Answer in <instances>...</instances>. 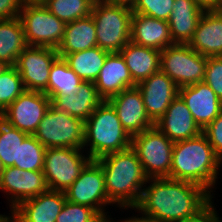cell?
Listing matches in <instances>:
<instances>
[{
	"instance_id": "6da1fadb",
	"label": "cell",
	"mask_w": 222,
	"mask_h": 222,
	"mask_svg": "<svg viewBox=\"0 0 222 222\" xmlns=\"http://www.w3.org/2000/svg\"><path fill=\"white\" fill-rule=\"evenodd\" d=\"M141 199L134 208L156 222H183L195 216L213 198L202 186L182 180L148 178Z\"/></svg>"
},
{
	"instance_id": "7a4b0ae2",
	"label": "cell",
	"mask_w": 222,
	"mask_h": 222,
	"mask_svg": "<svg viewBox=\"0 0 222 222\" xmlns=\"http://www.w3.org/2000/svg\"><path fill=\"white\" fill-rule=\"evenodd\" d=\"M96 161L102 167L108 201L122 209L134 210L148 181L136 152L130 147Z\"/></svg>"
},
{
	"instance_id": "3957f363",
	"label": "cell",
	"mask_w": 222,
	"mask_h": 222,
	"mask_svg": "<svg viewBox=\"0 0 222 222\" xmlns=\"http://www.w3.org/2000/svg\"><path fill=\"white\" fill-rule=\"evenodd\" d=\"M220 165L222 161L214 153L207 137L201 133L195 138L174 142L168 178L198 184L211 194Z\"/></svg>"
},
{
	"instance_id": "277c9868",
	"label": "cell",
	"mask_w": 222,
	"mask_h": 222,
	"mask_svg": "<svg viewBox=\"0 0 222 222\" xmlns=\"http://www.w3.org/2000/svg\"><path fill=\"white\" fill-rule=\"evenodd\" d=\"M132 137L121 125L117 112L108 100H104L85 121L84 144L89 146L92 160L124 151L131 147Z\"/></svg>"
},
{
	"instance_id": "5b68a950",
	"label": "cell",
	"mask_w": 222,
	"mask_h": 222,
	"mask_svg": "<svg viewBox=\"0 0 222 222\" xmlns=\"http://www.w3.org/2000/svg\"><path fill=\"white\" fill-rule=\"evenodd\" d=\"M131 3L96 0L91 15L97 31V46L110 53L120 52L130 42Z\"/></svg>"
},
{
	"instance_id": "8992f818",
	"label": "cell",
	"mask_w": 222,
	"mask_h": 222,
	"mask_svg": "<svg viewBox=\"0 0 222 222\" xmlns=\"http://www.w3.org/2000/svg\"><path fill=\"white\" fill-rule=\"evenodd\" d=\"M19 18L28 46L58 48L66 24L53 15L42 2H23Z\"/></svg>"
},
{
	"instance_id": "52a82bcc",
	"label": "cell",
	"mask_w": 222,
	"mask_h": 222,
	"mask_svg": "<svg viewBox=\"0 0 222 222\" xmlns=\"http://www.w3.org/2000/svg\"><path fill=\"white\" fill-rule=\"evenodd\" d=\"M84 131L83 120L60 112L50 105L33 135L46 149H83Z\"/></svg>"
},
{
	"instance_id": "ba28073f",
	"label": "cell",
	"mask_w": 222,
	"mask_h": 222,
	"mask_svg": "<svg viewBox=\"0 0 222 222\" xmlns=\"http://www.w3.org/2000/svg\"><path fill=\"white\" fill-rule=\"evenodd\" d=\"M174 142L155 126L132 136L131 148L136 152L148 178L169 177Z\"/></svg>"
},
{
	"instance_id": "9c48e42d",
	"label": "cell",
	"mask_w": 222,
	"mask_h": 222,
	"mask_svg": "<svg viewBox=\"0 0 222 222\" xmlns=\"http://www.w3.org/2000/svg\"><path fill=\"white\" fill-rule=\"evenodd\" d=\"M207 59L188 44L175 43L161 50L160 70L180 88L204 80Z\"/></svg>"
},
{
	"instance_id": "30bf717a",
	"label": "cell",
	"mask_w": 222,
	"mask_h": 222,
	"mask_svg": "<svg viewBox=\"0 0 222 222\" xmlns=\"http://www.w3.org/2000/svg\"><path fill=\"white\" fill-rule=\"evenodd\" d=\"M82 149L58 147L47 148L43 173L48 189L65 192L92 160L83 155Z\"/></svg>"
},
{
	"instance_id": "8fae6325",
	"label": "cell",
	"mask_w": 222,
	"mask_h": 222,
	"mask_svg": "<svg viewBox=\"0 0 222 222\" xmlns=\"http://www.w3.org/2000/svg\"><path fill=\"white\" fill-rule=\"evenodd\" d=\"M65 195L69 202L92 207L99 214H105L104 207L111 204L106 193L102 167L96 160H91L84 167L79 177L65 191Z\"/></svg>"
},
{
	"instance_id": "7c38bea8",
	"label": "cell",
	"mask_w": 222,
	"mask_h": 222,
	"mask_svg": "<svg viewBox=\"0 0 222 222\" xmlns=\"http://www.w3.org/2000/svg\"><path fill=\"white\" fill-rule=\"evenodd\" d=\"M50 105L51 99L45 93L25 90L0 117L18 130L33 135Z\"/></svg>"
},
{
	"instance_id": "4fadbf2b",
	"label": "cell",
	"mask_w": 222,
	"mask_h": 222,
	"mask_svg": "<svg viewBox=\"0 0 222 222\" xmlns=\"http://www.w3.org/2000/svg\"><path fill=\"white\" fill-rule=\"evenodd\" d=\"M58 56L57 50L51 47L27 46L22 51L14 66L26 90L44 92L47 89L50 69Z\"/></svg>"
},
{
	"instance_id": "5bb4252c",
	"label": "cell",
	"mask_w": 222,
	"mask_h": 222,
	"mask_svg": "<svg viewBox=\"0 0 222 222\" xmlns=\"http://www.w3.org/2000/svg\"><path fill=\"white\" fill-rule=\"evenodd\" d=\"M0 190L10 195L12 209L21 202L34 198L48 190L42 170H24L14 166L5 167L0 175Z\"/></svg>"
},
{
	"instance_id": "9a60e30c",
	"label": "cell",
	"mask_w": 222,
	"mask_h": 222,
	"mask_svg": "<svg viewBox=\"0 0 222 222\" xmlns=\"http://www.w3.org/2000/svg\"><path fill=\"white\" fill-rule=\"evenodd\" d=\"M136 87L142 94L146 113L156 123L179 95V87L161 70L139 82Z\"/></svg>"
},
{
	"instance_id": "2e32d148",
	"label": "cell",
	"mask_w": 222,
	"mask_h": 222,
	"mask_svg": "<svg viewBox=\"0 0 222 222\" xmlns=\"http://www.w3.org/2000/svg\"><path fill=\"white\" fill-rule=\"evenodd\" d=\"M115 108L123 128L132 137L154 127L148 117L143 97L137 87L123 90L108 100Z\"/></svg>"
},
{
	"instance_id": "e0dca14e",
	"label": "cell",
	"mask_w": 222,
	"mask_h": 222,
	"mask_svg": "<svg viewBox=\"0 0 222 222\" xmlns=\"http://www.w3.org/2000/svg\"><path fill=\"white\" fill-rule=\"evenodd\" d=\"M179 96L186 103L201 130L222 111V101L204 81L180 87Z\"/></svg>"
},
{
	"instance_id": "ac0fdd59",
	"label": "cell",
	"mask_w": 222,
	"mask_h": 222,
	"mask_svg": "<svg viewBox=\"0 0 222 222\" xmlns=\"http://www.w3.org/2000/svg\"><path fill=\"white\" fill-rule=\"evenodd\" d=\"M154 126L173 142L191 139L202 133L186 103L178 95Z\"/></svg>"
},
{
	"instance_id": "d6986e66",
	"label": "cell",
	"mask_w": 222,
	"mask_h": 222,
	"mask_svg": "<svg viewBox=\"0 0 222 222\" xmlns=\"http://www.w3.org/2000/svg\"><path fill=\"white\" fill-rule=\"evenodd\" d=\"M65 201V192L48 189L15 207L14 222H56Z\"/></svg>"
},
{
	"instance_id": "ffe728a7",
	"label": "cell",
	"mask_w": 222,
	"mask_h": 222,
	"mask_svg": "<svg viewBox=\"0 0 222 222\" xmlns=\"http://www.w3.org/2000/svg\"><path fill=\"white\" fill-rule=\"evenodd\" d=\"M94 84L103 100H109L123 90L137 85L133 81L125 59L120 52H113L107 55Z\"/></svg>"
},
{
	"instance_id": "44dd1931",
	"label": "cell",
	"mask_w": 222,
	"mask_h": 222,
	"mask_svg": "<svg viewBox=\"0 0 222 222\" xmlns=\"http://www.w3.org/2000/svg\"><path fill=\"white\" fill-rule=\"evenodd\" d=\"M130 30V41L140 46L161 51L175 44L166 20L132 13Z\"/></svg>"
},
{
	"instance_id": "7402d4cb",
	"label": "cell",
	"mask_w": 222,
	"mask_h": 222,
	"mask_svg": "<svg viewBox=\"0 0 222 222\" xmlns=\"http://www.w3.org/2000/svg\"><path fill=\"white\" fill-rule=\"evenodd\" d=\"M188 45L206 57L222 56V14L205 10Z\"/></svg>"
},
{
	"instance_id": "603a6c76",
	"label": "cell",
	"mask_w": 222,
	"mask_h": 222,
	"mask_svg": "<svg viewBox=\"0 0 222 222\" xmlns=\"http://www.w3.org/2000/svg\"><path fill=\"white\" fill-rule=\"evenodd\" d=\"M103 101L94 82L83 81L76 94L55 95L51 99V106L85 122Z\"/></svg>"
},
{
	"instance_id": "cb8c5ba5",
	"label": "cell",
	"mask_w": 222,
	"mask_h": 222,
	"mask_svg": "<svg viewBox=\"0 0 222 222\" xmlns=\"http://www.w3.org/2000/svg\"><path fill=\"white\" fill-rule=\"evenodd\" d=\"M205 10L193 0H175L167 20L174 43L188 44Z\"/></svg>"
},
{
	"instance_id": "d4e9b609",
	"label": "cell",
	"mask_w": 222,
	"mask_h": 222,
	"mask_svg": "<svg viewBox=\"0 0 222 222\" xmlns=\"http://www.w3.org/2000/svg\"><path fill=\"white\" fill-rule=\"evenodd\" d=\"M97 31L92 15L65 25L63 39L56 49L59 57L97 46Z\"/></svg>"
},
{
	"instance_id": "484cf974",
	"label": "cell",
	"mask_w": 222,
	"mask_h": 222,
	"mask_svg": "<svg viewBox=\"0 0 222 222\" xmlns=\"http://www.w3.org/2000/svg\"><path fill=\"white\" fill-rule=\"evenodd\" d=\"M133 81L138 84L160 71L161 51L129 42L121 51Z\"/></svg>"
},
{
	"instance_id": "4316f807",
	"label": "cell",
	"mask_w": 222,
	"mask_h": 222,
	"mask_svg": "<svg viewBox=\"0 0 222 222\" xmlns=\"http://www.w3.org/2000/svg\"><path fill=\"white\" fill-rule=\"evenodd\" d=\"M19 17L0 20V60L14 66L17 57L27 47Z\"/></svg>"
},
{
	"instance_id": "83f0119b",
	"label": "cell",
	"mask_w": 222,
	"mask_h": 222,
	"mask_svg": "<svg viewBox=\"0 0 222 222\" xmlns=\"http://www.w3.org/2000/svg\"><path fill=\"white\" fill-rule=\"evenodd\" d=\"M110 52L98 46L65 55L68 66L83 81L95 82Z\"/></svg>"
},
{
	"instance_id": "f1b7e54d",
	"label": "cell",
	"mask_w": 222,
	"mask_h": 222,
	"mask_svg": "<svg viewBox=\"0 0 222 222\" xmlns=\"http://www.w3.org/2000/svg\"><path fill=\"white\" fill-rule=\"evenodd\" d=\"M83 80L74 73L62 57L53 62L48 79L47 89L43 92L50 99L55 95L76 94Z\"/></svg>"
},
{
	"instance_id": "f546056e",
	"label": "cell",
	"mask_w": 222,
	"mask_h": 222,
	"mask_svg": "<svg viewBox=\"0 0 222 222\" xmlns=\"http://www.w3.org/2000/svg\"><path fill=\"white\" fill-rule=\"evenodd\" d=\"M96 0H42V4L65 24L91 14Z\"/></svg>"
},
{
	"instance_id": "4dcf8cb0",
	"label": "cell",
	"mask_w": 222,
	"mask_h": 222,
	"mask_svg": "<svg viewBox=\"0 0 222 222\" xmlns=\"http://www.w3.org/2000/svg\"><path fill=\"white\" fill-rule=\"evenodd\" d=\"M28 135L26 132L9 125L0 117V159L4 167L18 163L19 144Z\"/></svg>"
},
{
	"instance_id": "1f68e13d",
	"label": "cell",
	"mask_w": 222,
	"mask_h": 222,
	"mask_svg": "<svg viewBox=\"0 0 222 222\" xmlns=\"http://www.w3.org/2000/svg\"><path fill=\"white\" fill-rule=\"evenodd\" d=\"M45 152L46 148L35 136L28 135L19 144L18 163H14L13 166L24 170H43Z\"/></svg>"
},
{
	"instance_id": "d6a6232c",
	"label": "cell",
	"mask_w": 222,
	"mask_h": 222,
	"mask_svg": "<svg viewBox=\"0 0 222 222\" xmlns=\"http://www.w3.org/2000/svg\"><path fill=\"white\" fill-rule=\"evenodd\" d=\"M25 90L20 73L15 66H9L0 75V115Z\"/></svg>"
},
{
	"instance_id": "836d02e7",
	"label": "cell",
	"mask_w": 222,
	"mask_h": 222,
	"mask_svg": "<svg viewBox=\"0 0 222 222\" xmlns=\"http://www.w3.org/2000/svg\"><path fill=\"white\" fill-rule=\"evenodd\" d=\"M175 0H132L133 13L151 16L156 19L168 20Z\"/></svg>"
},
{
	"instance_id": "e575fe53",
	"label": "cell",
	"mask_w": 222,
	"mask_h": 222,
	"mask_svg": "<svg viewBox=\"0 0 222 222\" xmlns=\"http://www.w3.org/2000/svg\"><path fill=\"white\" fill-rule=\"evenodd\" d=\"M99 215L92 207L66 200L56 222H95Z\"/></svg>"
},
{
	"instance_id": "d590c367",
	"label": "cell",
	"mask_w": 222,
	"mask_h": 222,
	"mask_svg": "<svg viewBox=\"0 0 222 222\" xmlns=\"http://www.w3.org/2000/svg\"><path fill=\"white\" fill-rule=\"evenodd\" d=\"M203 81L222 101V56L208 57Z\"/></svg>"
},
{
	"instance_id": "8d00e7d4",
	"label": "cell",
	"mask_w": 222,
	"mask_h": 222,
	"mask_svg": "<svg viewBox=\"0 0 222 222\" xmlns=\"http://www.w3.org/2000/svg\"><path fill=\"white\" fill-rule=\"evenodd\" d=\"M202 133L207 137L216 156L222 161V111L202 130Z\"/></svg>"
},
{
	"instance_id": "74e56055",
	"label": "cell",
	"mask_w": 222,
	"mask_h": 222,
	"mask_svg": "<svg viewBox=\"0 0 222 222\" xmlns=\"http://www.w3.org/2000/svg\"><path fill=\"white\" fill-rule=\"evenodd\" d=\"M22 0H0V20L19 17Z\"/></svg>"
},
{
	"instance_id": "f35d334b",
	"label": "cell",
	"mask_w": 222,
	"mask_h": 222,
	"mask_svg": "<svg viewBox=\"0 0 222 222\" xmlns=\"http://www.w3.org/2000/svg\"><path fill=\"white\" fill-rule=\"evenodd\" d=\"M210 201L202 210H200L195 216H192L183 222H222L219 220L216 209Z\"/></svg>"
},
{
	"instance_id": "ab89813d",
	"label": "cell",
	"mask_w": 222,
	"mask_h": 222,
	"mask_svg": "<svg viewBox=\"0 0 222 222\" xmlns=\"http://www.w3.org/2000/svg\"><path fill=\"white\" fill-rule=\"evenodd\" d=\"M203 10H213L217 0H193Z\"/></svg>"
},
{
	"instance_id": "60d3db41",
	"label": "cell",
	"mask_w": 222,
	"mask_h": 222,
	"mask_svg": "<svg viewBox=\"0 0 222 222\" xmlns=\"http://www.w3.org/2000/svg\"><path fill=\"white\" fill-rule=\"evenodd\" d=\"M123 222H156L154 219L150 218V217H146V216H141V217H131V218H127L124 219Z\"/></svg>"
},
{
	"instance_id": "b9f144b4",
	"label": "cell",
	"mask_w": 222,
	"mask_h": 222,
	"mask_svg": "<svg viewBox=\"0 0 222 222\" xmlns=\"http://www.w3.org/2000/svg\"><path fill=\"white\" fill-rule=\"evenodd\" d=\"M11 210V216H6V215H2L0 214V222H14V209H10Z\"/></svg>"
},
{
	"instance_id": "7bdbcfd3",
	"label": "cell",
	"mask_w": 222,
	"mask_h": 222,
	"mask_svg": "<svg viewBox=\"0 0 222 222\" xmlns=\"http://www.w3.org/2000/svg\"><path fill=\"white\" fill-rule=\"evenodd\" d=\"M106 215L107 213L100 214L95 222H115L114 220H110ZM121 222H123V220Z\"/></svg>"
},
{
	"instance_id": "ee69618b",
	"label": "cell",
	"mask_w": 222,
	"mask_h": 222,
	"mask_svg": "<svg viewBox=\"0 0 222 222\" xmlns=\"http://www.w3.org/2000/svg\"><path fill=\"white\" fill-rule=\"evenodd\" d=\"M213 11L222 14V0H217V3L213 9Z\"/></svg>"
},
{
	"instance_id": "f6af8a7d",
	"label": "cell",
	"mask_w": 222,
	"mask_h": 222,
	"mask_svg": "<svg viewBox=\"0 0 222 222\" xmlns=\"http://www.w3.org/2000/svg\"><path fill=\"white\" fill-rule=\"evenodd\" d=\"M9 67L4 61L0 60V75Z\"/></svg>"
},
{
	"instance_id": "bcb514c9",
	"label": "cell",
	"mask_w": 222,
	"mask_h": 222,
	"mask_svg": "<svg viewBox=\"0 0 222 222\" xmlns=\"http://www.w3.org/2000/svg\"><path fill=\"white\" fill-rule=\"evenodd\" d=\"M4 166H3V164H2V161H1V159H0V175L2 174V171L4 170Z\"/></svg>"
},
{
	"instance_id": "7dc6e473",
	"label": "cell",
	"mask_w": 222,
	"mask_h": 222,
	"mask_svg": "<svg viewBox=\"0 0 222 222\" xmlns=\"http://www.w3.org/2000/svg\"><path fill=\"white\" fill-rule=\"evenodd\" d=\"M42 0H25V2H41Z\"/></svg>"
},
{
	"instance_id": "c3c4849f",
	"label": "cell",
	"mask_w": 222,
	"mask_h": 222,
	"mask_svg": "<svg viewBox=\"0 0 222 222\" xmlns=\"http://www.w3.org/2000/svg\"><path fill=\"white\" fill-rule=\"evenodd\" d=\"M109 1H123V2H131L132 0H109Z\"/></svg>"
}]
</instances>
